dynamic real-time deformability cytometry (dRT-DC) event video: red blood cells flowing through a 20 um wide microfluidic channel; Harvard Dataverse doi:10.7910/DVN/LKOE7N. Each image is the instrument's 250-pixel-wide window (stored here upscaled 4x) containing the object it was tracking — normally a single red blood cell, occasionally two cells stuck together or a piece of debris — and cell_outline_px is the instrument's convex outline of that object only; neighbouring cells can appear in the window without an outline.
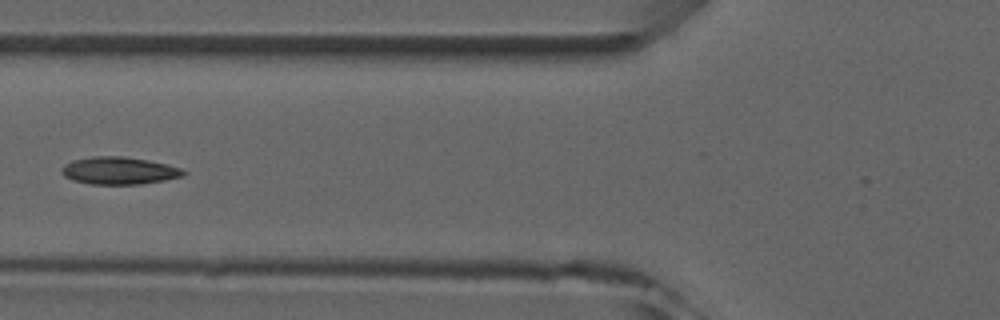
{"species": "common noctule bat (a hibernating species)", "species_latin": "Nyctalus noctula", "temperature_condition": "room temperature", "stored_images_in_passage": 6, "camera_frame_rate_fps": 3000, "um_per_image_px": 0.085, "animal": {"sex": "male", "forearm_length_mm": 52.5}, "frame": {"image": 1, "passage_image": 4, "time_ms": 3.667, "image_size_px": [1000, 320], "cell_outline_px": [[188, 172], [184, 176], [164, 180], [140, 184], [88, 184], [72, 180], [64, 176], [60, 172], [60, 168], [64, 164], [72, 160], [92, 156], [124, 156], [148, 160], [168, 164], [180, 168]], "centroid_in_image_um": [10.1, 14.5], "position_along_channel_um": 115.7, "area_um2": 19.71}}
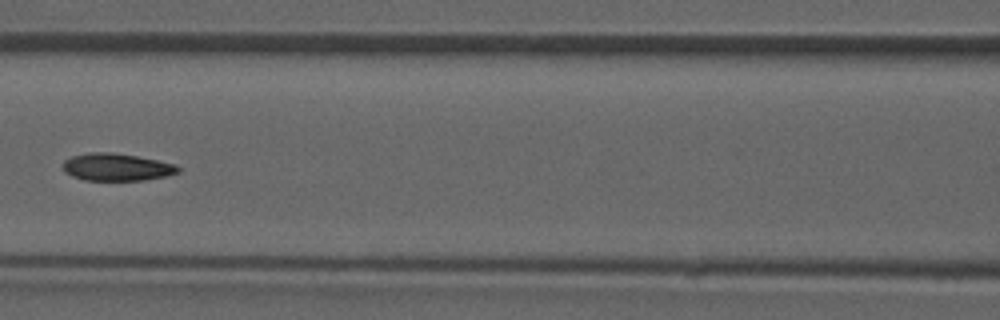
{"frame": {"image": 2, "passage_image": 5, "time_ms": 4.667, "image_size_px": [1000, 320], "cell_outline_px": [[180, 172], [164, 176], [144, 180], [84, 180], [72, 176], [64, 172], [64, 160], [72, 156], [88, 152], [112, 152], [136, 156], [176, 164], [180, 168]], "centroid_in_image_um": [9.9, 14.2], "position_along_channel_um": 156.7, "area_um2": 18.32}}